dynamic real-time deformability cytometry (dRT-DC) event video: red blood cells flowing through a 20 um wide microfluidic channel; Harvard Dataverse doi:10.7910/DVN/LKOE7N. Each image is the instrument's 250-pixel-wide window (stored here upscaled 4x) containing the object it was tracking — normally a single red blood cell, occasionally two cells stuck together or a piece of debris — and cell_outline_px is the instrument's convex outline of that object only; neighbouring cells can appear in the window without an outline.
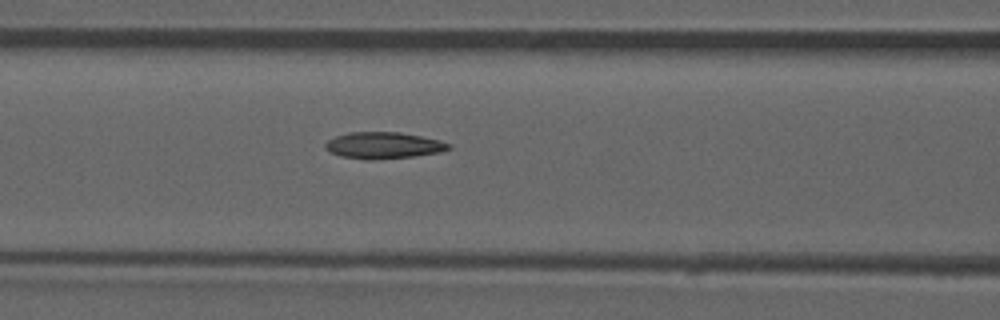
{"species": "common noctule bat (a hibernating species)", "species_latin": "Nyctalus noctula", "temperature_condition": "room temperature", "stored_images_in_passage": 36, "camera_frame_rate_fps": 3000, "um_per_image_px": 0.085, "animal": {"sex": "male", "forearm_length_mm": 52.5}, "frame": {"image": 1, "passage_image": 6, "time_ms": 1.667, "image_size_px": [1000, 320], "cell_outline_px": [[452, 148], [440, 152], [416, 156], [372, 160], [364, 160], [340, 156], [324, 148], [324, 144], [328, 140], [336, 136], [348, 132], [400, 132], [440, 140], [452, 144]], "centroid_in_image_um": [32.61, 12.36], "position_along_channel_um": 134.0, "area_um2": 19.25}, "authors_computed_cell_mechanics": {"area_um2": 18.4093, "velocity_mm_per_s": 3.962, "shape_relaxation_time_tau1_ms": null, "shape_relaxation_time_tau2_ms": 4.0603, "deformation_change_tau1": null, "deformation_change_tau2": 0.1254}}